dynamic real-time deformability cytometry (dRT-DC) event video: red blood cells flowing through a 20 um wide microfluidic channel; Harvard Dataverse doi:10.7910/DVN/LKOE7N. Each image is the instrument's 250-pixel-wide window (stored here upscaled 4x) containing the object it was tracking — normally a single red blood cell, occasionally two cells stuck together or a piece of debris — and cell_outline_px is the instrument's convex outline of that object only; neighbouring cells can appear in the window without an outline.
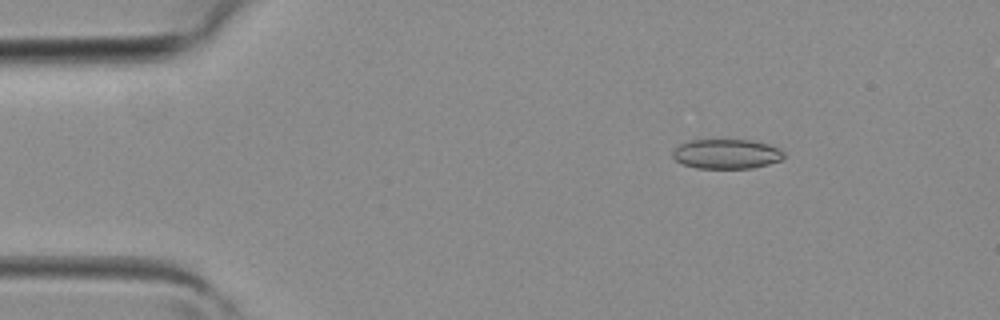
{"species": "common noctule bat (a hibernating species)", "species_latin": "Nyctalus noctula", "temperature_condition": "room temperature", "stored_images_in_passage": 4, "camera_frame_rate_fps": 3000, "um_per_image_px": 0.085, "animal": {"sex": "female", "body_mass_g": 19.3, "forearm_length_mm": 54.1}, "frame": {"image": 1, "passage_image": 2, "time_ms": 0.333, "image_size_px": [1000, 320], "cell_outline_px": [[784, 156], [780, 160], [768, 164], [752, 168], [696, 168], [684, 164], [676, 160], [672, 156], [672, 152], [680, 144], [688, 140], [752, 140], [768, 144], [780, 148], [784, 152]], "centroid_in_image_um": [61.76, 13.08], "position_along_channel_um": 23.2, "area_um2": 19.19}}